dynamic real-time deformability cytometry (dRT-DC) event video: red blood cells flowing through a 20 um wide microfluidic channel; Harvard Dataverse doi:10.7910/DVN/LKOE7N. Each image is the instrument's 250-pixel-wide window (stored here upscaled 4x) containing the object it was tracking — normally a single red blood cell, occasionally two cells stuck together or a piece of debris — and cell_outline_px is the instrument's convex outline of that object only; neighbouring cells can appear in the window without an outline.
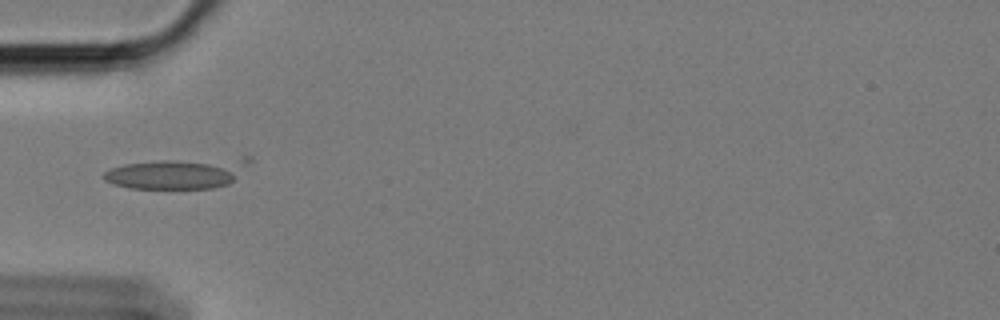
{"species": "Egyptian fruit bat (a non-hibernating species)", "species_latin": "Rousettus aegyptiacus", "temperature_condition": "cold", "stored_images_in_passage": 30, "camera_frame_rate_fps": 3000, "um_per_image_px": 0.085, "animal": {"sex": "female"}, "frame": {"image": 1, "passage_image": 1, "time_ms": 0.0, "image_size_px": [1000, 320], "cell_outline_px": [[252, 160], [228, 184], [212, 188], [128, 188], [104, 180], [104, 172], [112, 168], [124, 164], [164, 160], [244, 156], [252, 156]], "centroid_in_image_um": [15.17, 14.7], "position_along_channel_um": 69.8, "area_um2": 25.95}}
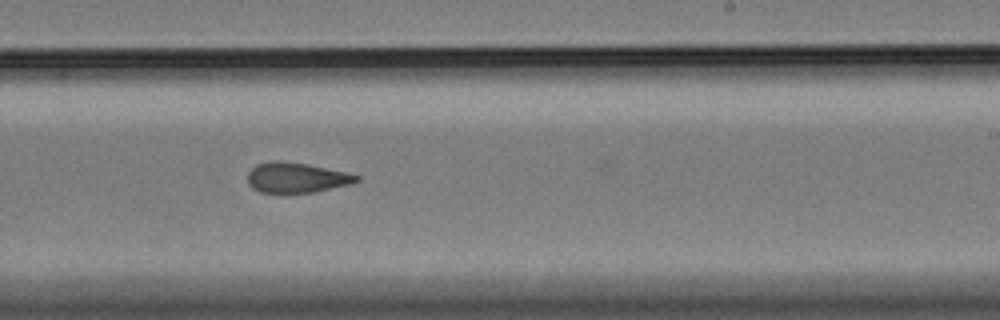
{"frame": {"image": 2, "passage_image": 18, "time_ms": 5.667, "image_size_px": [1000, 320], "cell_outline_px": [[360, 180], [352, 184], [316, 192], [260, 192], [252, 188], [248, 184], [248, 172], [256, 164], [272, 160], [280, 160], [308, 164], [348, 172], [360, 176]], "centroid_in_image_um": [25.22, 15.08], "position_along_channel_um": 263.8, "area_um2": 19.36}}
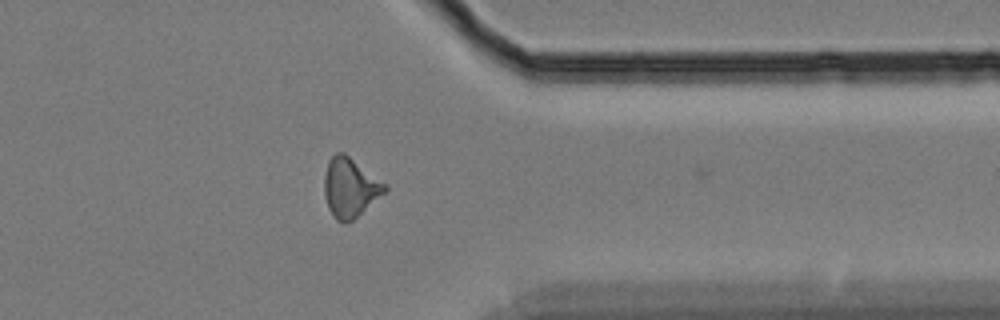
{"frame": {"image": 3, "passage_image": 29, "time_ms": 9.333, "image_size_px": [1000, 320], "cell_outline_px": [[388, 188], [384, 192], [352, 220], [344, 224], [336, 220], [328, 208], [324, 192], [324, 176], [328, 160], [336, 152], [344, 152], [388, 184]], "centroid_in_image_um": [29.74, 15.91], "position_along_channel_um": 381.7, "area_um2": 20.87}}